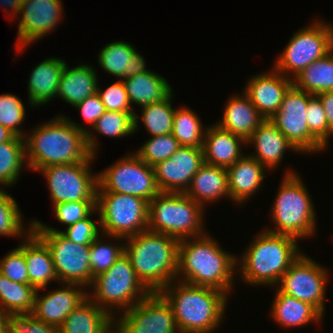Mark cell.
I'll use <instances>...</instances> for the list:
<instances>
[{"label": "cell", "instance_id": "52a82bcc", "mask_svg": "<svg viewBox=\"0 0 333 333\" xmlns=\"http://www.w3.org/2000/svg\"><path fill=\"white\" fill-rule=\"evenodd\" d=\"M205 208L185 193L160 192L148 203V230L183 240L204 235Z\"/></svg>", "mask_w": 333, "mask_h": 333}, {"label": "cell", "instance_id": "7402d4cb", "mask_svg": "<svg viewBox=\"0 0 333 333\" xmlns=\"http://www.w3.org/2000/svg\"><path fill=\"white\" fill-rule=\"evenodd\" d=\"M230 199L242 205L262 188L267 169L250 155H244L226 168Z\"/></svg>", "mask_w": 333, "mask_h": 333}, {"label": "cell", "instance_id": "1f68e13d", "mask_svg": "<svg viewBox=\"0 0 333 333\" xmlns=\"http://www.w3.org/2000/svg\"><path fill=\"white\" fill-rule=\"evenodd\" d=\"M132 107L146 106L166 99L172 92L168 81L151 70L135 74L122 80Z\"/></svg>", "mask_w": 333, "mask_h": 333}, {"label": "cell", "instance_id": "d4e9b609", "mask_svg": "<svg viewBox=\"0 0 333 333\" xmlns=\"http://www.w3.org/2000/svg\"><path fill=\"white\" fill-rule=\"evenodd\" d=\"M264 120L248 96L242 92L241 95L237 93L229 97L224 106L223 117L216 124L247 141Z\"/></svg>", "mask_w": 333, "mask_h": 333}, {"label": "cell", "instance_id": "b9f144b4", "mask_svg": "<svg viewBox=\"0 0 333 333\" xmlns=\"http://www.w3.org/2000/svg\"><path fill=\"white\" fill-rule=\"evenodd\" d=\"M180 147L172 133L155 136L144 142L134 153L146 164L153 167L170 158Z\"/></svg>", "mask_w": 333, "mask_h": 333}, {"label": "cell", "instance_id": "4dcf8cb0", "mask_svg": "<svg viewBox=\"0 0 333 333\" xmlns=\"http://www.w3.org/2000/svg\"><path fill=\"white\" fill-rule=\"evenodd\" d=\"M274 288L276 295L269 312L276 324L292 329L313 322L318 324L324 320V316L311 304L284 294L277 287Z\"/></svg>", "mask_w": 333, "mask_h": 333}, {"label": "cell", "instance_id": "9a60e30c", "mask_svg": "<svg viewBox=\"0 0 333 333\" xmlns=\"http://www.w3.org/2000/svg\"><path fill=\"white\" fill-rule=\"evenodd\" d=\"M327 270L302 252L282 275L277 288L284 294L311 304L324 316L329 281Z\"/></svg>", "mask_w": 333, "mask_h": 333}, {"label": "cell", "instance_id": "f907efd6", "mask_svg": "<svg viewBox=\"0 0 333 333\" xmlns=\"http://www.w3.org/2000/svg\"><path fill=\"white\" fill-rule=\"evenodd\" d=\"M322 102L329 125V138L333 136V91H325L316 95Z\"/></svg>", "mask_w": 333, "mask_h": 333}, {"label": "cell", "instance_id": "9c48e42d", "mask_svg": "<svg viewBox=\"0 0 333 333\" xmlns=\"http://www.w3.org/2000/svg\"><path fill=\"white\" fill-rule=\"evenodd\" d=\"M333 50V24L314 19L293 34L287 46L274 61V68L294 79L314 61Z\"/></svg>", "mask_w": 333, "mask_h": 333}, {"label": "cell", "instance_id": "44dd1931", "mask_svg": "<svg viewBox=\"0 0 333 333\" xmlns=\"http://www.w3.org/2000/svg\"><path fill=\"white\" fill-rule=\"evenodd\" d=\"M247 145L255 147V152L249 155L268 171L281 164L285 151L288 149L298 152L270 119H265L258 126L247 140Z\"/></svg>", "mask_w": 333, "mask_h": 333}, {"label": "cell", "instance_id": "db71d44e", "mask_svg": "<svg viewBox=\"0 0 333 333\" xmlns=\"http://www.w3.org/2000/svg\"><path fill=\"white\" fill-rule=\"evenodd\" d=\"M8 314L0 311V333H8Z\"/></svg>", "mask_w": 333, "mask_h": 333}, {"label": "cell", "instance_id": "30bf717a", "mask_svg": "<svg viewBox=\"0 0 333 333\" xmlns=\"http://www.w3.org/2000/svg\"><path fill=\"white\" fill-rule=\"evenodd\" d=\"M96 208L103 236L127 238L148 230V202L140 197L97 192Z\"/></svg>", "mask_w": 333, "mask_h": 333}, {"label": "cell", "instance_id": "277c9868", "mask_svg": "<svg viewBox=\"0 0 333 333\" xmlns=\"http://www.w3.org/2000/svg\"><path fill=\"white\" fill-rule=\"evenodd\" d=\"M160 293L170 303L180 333H211L221 326L229 297L224 292L175 280Z\"/></svg>", "mask_w": 333, "mask_h": 333}, {"label": "cell", "instance_id": "8992f818", "mask_svg": "<svg viewBox=\"0 0 333 333\" xmlns=\"http://www.w3.org/2000/svg\"><path fill=\"white\" fill-rule=\"evenodd\" d=\"M286 172L270 210L274 228L265 230L297 240L313 237L317 214L311 196L298 173L292 169Z\"/></svg>", "mask_w": 333, "mask_h": 333}, {"label": "cell", "instance_id": "7a4b0ae2", "mask_svg": "<svg viewBox=\"0 0 333 333\" xmlns=\"http://www.w3.org/2000/svg\"><path fill=\"white\" fill-rule=\"evenodd\" d=\"M236 258L237 255L224 251L209 233L180 240L176 280L218 289L228 296L234 287L233 278L238 275Z\"/></svg>", "mask_w": 333, "mask_h": 333}, {"label": "cell", "instance_id": "d6986e66", "mask_svg": "<svg viewBox=\"0 0 333 333\" xmlns=\"http://www.w3.org/2000/svg\"><path fill=\"white\" fill-rule=\"evenodd\" d=\"M62 286L64 287L57 288L42 296L40 290H36L31 312L35 318L58 328L63 324L66 317L88 296L89 290L74 283H62Z\"/></svg>", "mask_w": 333, "mask_h": 333}, {"label": "cell", "instance_id": "d590c367", "mask_svg": "<svg viewBox=\"0 0 333 333\" xmlns=\"http://www.w3.org/2000/svg\"><path fill=\"white\" fill-rule=\"evenodd\" d=\"M35 293L30 284L14 282L0 273V311L5 314L31 313Z\"/></svg>", "mask_w": 333, "mask_h": 333}, {"label": "cell", "instance_id": "6da1fadb", "mask_svg": "<svg viewBox=\"0 0 333 333\" xmlns=\"http://www.w3.org/2000/svg\"><path fill=\"white\" fill-rule=\"evenodd\" d=\"M87 132V127L62 114L37 125L24 137L27 168L38 172L46 166L96 159L88 149Z\"/></svg>", "mask_w": 333, "mask_h": 333}, {"label": "cell", "instance_id": "74e56055", "mask_svg": "<svg viewBox=\"0 0 333 333\" xmlns=\"http://www.w3.org/2000/svg\"><path fill=\"white\" fill-rule=\"evenodd\" d=\"M206 128L194 110L187 106L175 109L172 135L180 146L202 148Z\"/></svg>", "mask_w": 333, "mask_h": 333}, {"label": "cell", "instance_id": "7c38bea8", "mask_svg": "<svg viewBox=\"0 0 333 333\" xmlns=\"http://www.w3.org/2000/svg\"><path fill=\"white\" fill-rule=\"evenodd\" d=\"M51 165L40 169L47 180L52 205L62 202L96 201L98 174L91 172V162Z\"/></svg>", "mask_w": 333, "mask_h": 333}, {"label": "cell", "instance_id": "ac0fdd59", "mask_svg": "<svg viewBox=\"0 0 333 333\" xmlns=\"http://www.w3.org/2000/svg\"><path fill=\"white\" fill-rule=\"evenodd\" d=\"M203 163V148L180 146L170 158L153 166L160 192L185 193Z\"/></svg>", "mask_w": 333, "mask_h": 333}, {"label": "cell", "instance_id": "cb8c5ba5", "mask_svg": "<svg viewBox=\"0 0 333 333\" xmlns=\"http://www.w3.org/2000/svg\"><path fill=\"white\" fill-rule=\"evenodd\" d=\"M145 62L144 57L132 44L125 41H113L101 49L97 63L108 74L123 80L148 71Z\"/></svg>", "mask_w": 333, "mask_h": 333}, {"label": "cell", "instance_id": "f1b7e54d", "mask_svg": "<svg viewBox=\"0 0 333 333\" xmlns=\"http://www.w3.org/2000/svg\"><path fill=\"white\" fill-rule=\"evenodd\" d=\"M98 83L97 72L91 65L82 63L69 68L66 63L56 97L75 107L87 97L97 93Z\"/></svg>", "mask_w": 333, "mask_h": 333}, {"label": "cell", "instance_id": "f5cc1de1", "mask_svg": "<svg viewBox=\"0 0 333 333\" xmlns=\"http://www.w3.org/2000/svg\"><path fill=\"white\" fill-rule=\"evenodd\" d=\"M16 135L0 124V144L11 141Z\"/></svg>", "mask_w": 333, "mask_h": 333}, {"label": "cell", "instance_id": "2e32d148", "mask_svg": "<svg viewBox=\"0 0 333 333\" xmlns=\"http://www.w3.org/2000/svg\"><path fill=\"white\" fill-rule=\"evenodd\" d=\"M48 247L59 284L74 283L87 289L94 278L89 261L90 245L75 243L60 232L33 231Z\"/></svg>", "mask_w": 333, "mask_h": 333}, {"label": "cell", "instance_id": "8fae6325", "mask_svg": "<svg viewBox=\"0 0 333 333\" xmlns=\"http://www.w3.org/2000/svg\"><path fill=\"white\" fill-rule=\"evenodd\" d=\"M98 174L97 192L140 197L148 203L160 193L153 167L134 152L128 153Z\"/></svg>", "mask_w": 333, "mask_h": 333}, {"label": "cell", "instance_id": "f35d334b", "mask_svg": "<svg viewBox=\"0 0 333 333\" xmlns=\"http://www.w3.org/2000/svg\"><path fill=\"white\" fill-rule=\"evenodd\" d=\"M23 219L15 198L5 188H0V236L25 238L33 229V221L26 228Z\"/></svg>", "mask_w": 333, "mask_h": 333}, {"label": "cell", "instance_id": "4fadbf2b", "mask_svg": "<svg viewBox=\"0 0 333 333\" xmlns=\"http://www.w3.org/2000/svg\"><path fill=\"white\" fill-rule=\"evenodd\" d=\"M114 333H180L170 303L160 292H150L114 318Z\"/></svg>", "mask_w": 333, "mask_h": 333}, {"label": "cell", "instance_id": "3957f363", "mask_svg": "<svg viewBox=\"0 0 333 333\" xmlns=\"http://www.w3.org/2000/svg\"><path fill=\"white\" fill-rule=\"evenodd\" d=\"M297 241L291 236L263 229L240 258L239 255L236 258L239 277L244 284L276 287L282 275L302 253Z\"/></svg>", "mask_w": 333, "mask_h": 333}, {"label": "cell", "instance_id": "ab89813d", "mask_svg": "<svg viewBox=\"0 0 333 333\" xmlns=\"http://www.w3.org/2000/svg\"><path fill=\"white\" fill-rule=\"evenodd\" d=\"M102 237L103 236H98L90 244L89 261L91 266V275L93 278L98 274L107 271L116 262V260L125 253V242H123L125 241V238L107 236L112 240L115 239L114 242L112 241L109 243L108 241L105 242ZM115 241H118V243ZM120 241L122 242L121 244H119Z\"/></svg>", "mask_w": 333, "mask_h": 333}, {"label": "cell", "instance_id": "7bdbcfd3", "mask_svg": "<svg viewBox=\"0 0 333 333\" xmlns=\"http://www.w3.org/2000/svg\"><path fill=\"white\" fill-rule=\"evenodd\" d=\"M23 102L14 94L0 95V124L12 131L16 136L25 137L21 124L26 118Z\"/></svg>", "mask_w": 333, "mask_h": 333}, {"label": "cell", "instance_id": "83f0119b", "mask_svg": "<svg viewBox=\"0 0 333 333\" xmlns=\"http://www.w3.org/2000/svg\"><path fill=\"white\" fill-rule=\"evenodd\" d=\"M24 239V255L29 284L36 290H44L52 281L58 282L53 259L47 245L33 231Z\"/></svg>", "mask_w": 333, "mask_h": 333}, {"label": "cell", "instance_id": "ba28073f", "mask_svg": "<svg viewBox=\"0 0 333 333\" xmlns=\"http://www.w3.org/2000/svg\"><path fill=\"white\" fill-rule=\"evenodd\" d=\"M88 297L113 318L145 298L150 291L137 278L130 259L124 253L105 272L98 274L89 287ZM115 310L117 313H115Z\"/></svg>", "mask_w": 333, "mask_h": 333}, {"label": "cell", "instance_id": "7dc6e473", "mask_svg": "<svg viewBox=\"0 0 333 333\" xmlns=\"http://www.w3.org/2000/svg\"><path fill=\"white\" fill-rule=\"evenodd\" d=\"M8 333H60V329L35 318L31 313L8 314Z\"/></svg>", "mask_w": 333, "mask_h": 333}, {"label": "cell", "instance_id": "e0dca14e", "mask_svg": "<svg viewBox=\"0 0 333 333\" xmlns=\"http://www.w3.org/2000/svg\"><path fill=\"white\" fill-rule=\"evenodd\" d=\"M62 0H25L20 7L17 52L51 33L62 19ZM20 17V18H19Z\"/></svg>", "mask_w": 333, "mask_h": 333}, {"label": "cell", "instance_id": "484cf974", "mask_svg": "<svg viewBox=\"0 0 333 333\" xmlns=\"http://www.w3.org/2000/svg\"><path fill=\"white\" fill-rule=\"evenodd\" d=\"M65 64L64 59L48 57L32 69L27 87L29 106H43L56 98Z\"/></svg>", "mask_w": 333, "mask_h": 333}, {"label": "cell", "instance_id": "5b68a950", "mask_svg": "<svg viewBox=\"0 0 333 333\" xmlns=\"http://www.w3.org/2000/svg\"><path fill=\"white\" fill-rule=\"evenodd\" d=\"M125 254L137 278L150 292H160L176 280L179 240L145 230L125 238Z\"/></svg>", "mask_w": 333, "mask_h": 333}, {"label": "cell", "instance_id": "5bb4252c", "mask_svg": "<svg viewBox=\"0 0 333 333\" xmlns=\"http://www.w3.org/2000/svg\"><path fill=\"white\" fill-rule=\"evenodd\" d=\"M313 96L292 85L285 93L280 109L270 118L298 153L302 154L327 150L309 132L306 109Z\"/></svg>", "mask_w": 333, "mask_h": 333}, {"label": "cell", "instance_id": "f6af8a7d", "mask_svg": "<svg viewBox=\"0 0 333 333\" xmlns=\"http://www.w3.org/2000/svg\"><path fill=\"white\" fill-rule=\"evenodd\" d=\"M306 118L309 132L327 149L329 147V125L322 102L316 95L308 102Z\"/></svg>", "mask_w": 333, "mask_h": 333}, {"label": "cell", "instance_id": "603a6c76", "mask_svg": "<svg viewBox=\"0 0 333 333\" xmlns=\"http://www.w3.org/2000/svg\"><path fill=\"white\" fill-rule=\"evenodd\" d=\"M212 125L206 127L202 147L204 162L227 168L244 156L242 146H247V141L215 123Z\"/></svg>", "mask_w": 333, "mask_h": 333}, {"label": "cell", "instance_id": "e575fe53", "mask_svg": "<svg viewBox=\"0 0 333 333\" xmlns=\"http://www.w3.org/2000/svg\"><path fill=\"white\" fill-rule=\"evenodd\" d=\"M173 92L163 101L141 107V115L134 114V133L139 129V118L152 137L172 133L175 108Z\"/></svg>", "mask_w": 333, "mask_h": 333}, {"label": "cell", "instance_id": "60d3db41", "mask_svg": "<svg viewBox=\"0 0 333 333\" xmlns=\"http://www.w3.org/2000/svg\"><path fill=\"white\" fill-rule=\"evenodd\" d=\"M97 208L87 217L77 221L71 226L66 227L65 231L52 228L43 224L41 221L33 219L32 231H52L60 232L67 239L82 245H90L101 233L100 223L91 219V215L96 214Z\"/></svg>", "mask_w": 333, "mask_h": 333}, {"label": "cell", "instance_id": "8d00e7d4", "mask_svg": "<svg viewBox=\"0 0 333 333\" xmlns=\"http://www.w3.org/2000/svg\"><path fill=\"white\" fill-rule=\"evenodd\" d=\"M26 165L28 164L23 137L15 136L11 141L1 143L0 188L13 186L19 180L22 168H26Z\"/></svg>", "mask_w": 333, "mask_h": 333}, {"label": "cell", "instance_id": "ee69618b", "mask_svg": "<svg viewBox=\"0 0 333 333\" xmlns=\"http://www.w3.org/2000/svg\"><path fill=\"white\" fill-rule=\"evenodd\" d=\"M0 273L14 282L29 284L24 255V240L0 259Z\"/></svg>", "mask_w": 333, "mask_h": 333}, {"label": "cell", "instance_id": "bcb514c9", "mask_svg": "<svg viewBox=\"0 0 333 333\" xmlns=\"http://www.w3.org/2000/svg\"><path fill=\"white\" fill-rule=\"evenodd\" d=\"M95 209L96 201L62 202L53 205L56 220L67 227L87 218Z\"/></svg>", "mask_w": 333, "mask_h": 333}, {"label": "cell", "instance_id": "4316f807", "mask_svg": "<svg viewBox=\"0 0 333 333\" xmlns=\"http://www.w3.org/2000/svg\"><path fill=\"white\" fill-rule=\"evenodd\" d=\"M185 194L203 207L208 202L211 204L223 197L230 198L227 169L204 162Z\"/></svg>", "mask_w": 333, "mask_h": 333}, {"label": "cell", "instance_id": "d6a6232c", "mask_svg": "<svg viewBox=\"0 0 333 333\" xmlns=\"http://www.w3.org/2000/svg\"><path fill=\"white\" fill-rule=\"evenodd\" d=\"M135 112L105 111L96 121L92 128L86 133V142L92 155H97L99 143L95 133L106 137H127L134 133ZM90 129H93L92 132ZM96 131V132H94ZM96 138V139H95Z\"/></svg>", "mask_w": 333, "mask_h": 333}, {"label": "cell", "instance_id": "836d02e7", "mask_svg": "<svg viewBox=\"0 0 333 333\" xmlns=\"http://www.w3.org/2000/svg\"><path fill=\"white\" fill-rule=\"evenodd\" d=\"M293 85L312 95L333 91V50L302 70Z\"/></svg>", "mask_w": 333, "mask_h": 333}, {"label": "cell", "instance_id": "f546056e", "mask_svg": "<svg viewBox=\"0 0 333 333\" xmlns=\"http://www.w3.org/2000/svg\"><path fill=\"white\" fill-rule=\"evenodd\" d=\"M59 329L60 333H114V318L87 296Z\"/></svg>", "mask_w": 333, "mask_h": 333}, {"label": "cell", "instance_id": "ffe728a7", "mask_svg": "<svg viewBox=\"0 0 333 333\" xmlns=\"http://www.w3.org/2000/svg\"><path fill=\"white\" fill-rule=\"evenodd\" d=\"M292 85V79L273 67L268 73L251 77L243 92L259 113L265 119H270L280 109L284 95Z\"/></svg>", "mask_w": 333, "mask_h": 333}, {"label": "cell", "instance_id": "681fc988", "mask_svg": "<svg viewBox=\"0 0 333 333\" xmlns=\"http://www.w3.org/2000/svg\"><path fill=\"white\" fill-rule=\"evenodd\" d=\"M79 110L83 119L87 124H91L93 127L96 121L104 114L106 111L104 105L96 93L92 96L87 97L85 100L81 101L75 106Z\"/></svg>", "mask_w": 333, "mask_h": 333}, {"label": "cell", "instance_id": "816d5d0a", "mask_svg": "<svg viewBox=\"0 0 333 333\" xmlns=\"http://www.w3.org/2000/svg\"><path fill=\"white\" fill-rule=\"evenodd\" d=\"M24 1L25 0H0V4L8 9L5 8L4 10H6V13L8 12L7 15L9 17L12 16L11 14H13L12 17H16L19 14L20 7L23 5Z\"/></svg>", "mask_w": 333, "mask_h": 333}, {"label": "cell", "instance_id": "c3c4849f", "mask_svg": "<svg viewBox=\"0 0 333 333\" xmlns=\"http://www.w3.org/2000/svg\"><path fill=\"white\" fill-rule=\"evenodd\" d=\"M99 87L98 85L97 94L106 111L135 112V109L130 104L122 80L112 83L110 86L106 87L105 90Z\"/></svg>", "mask_w": 333, "mask_h": 333}]
</instances>
